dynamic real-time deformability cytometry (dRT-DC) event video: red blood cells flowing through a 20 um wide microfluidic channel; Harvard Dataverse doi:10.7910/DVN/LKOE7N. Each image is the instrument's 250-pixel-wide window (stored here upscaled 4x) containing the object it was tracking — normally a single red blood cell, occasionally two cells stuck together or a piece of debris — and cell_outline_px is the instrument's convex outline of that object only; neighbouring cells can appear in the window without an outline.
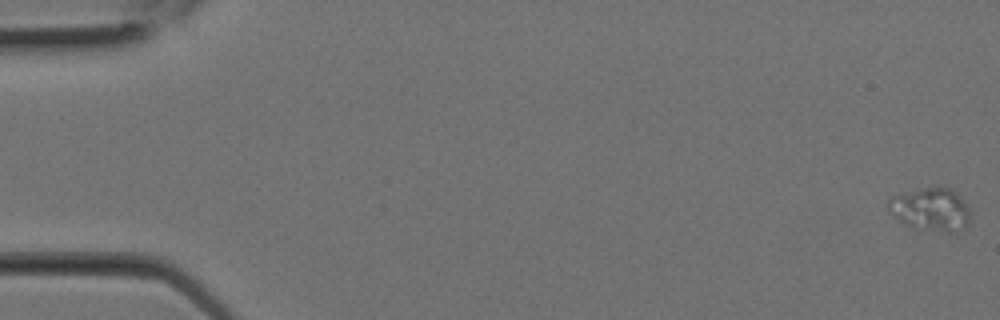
{"species": "Egyptian fruit bat (a non-hibernating species)", "species_latin": "Rousettus aegyptiacus", "temperature_condition": "room temperature", "stored_images_in_passage": 3, "camera_frame_rate_fps": 3000, "um_per_image_px": 0.085, "animal": {"sex": "female"}, "frame": {"image": 1, "passage_image": 1, "time_ms": 0.0, "image_size_px": [1000, 320], "cell_outline_px": [[968, 224], [964, 228], [956, 232], [948, 232], [904, 224], [892, 216], [888, 212], [888, 200], [892, 196], [924, 188], [948, 188], [968, 208]], "centroid_in_image_um": [79.05, 17.81], "position_along_channel_um": 5.9, "area_um2": 19.65}}
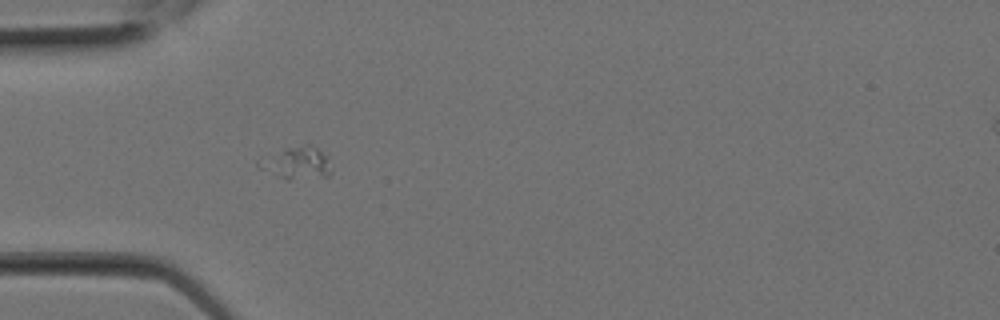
{"frame": {"image": 2, "passage_image": 3, "time_ms": 0.667, "image_size_px": [1000, 320], "cell_outline_px": [[332, 172], [328, 176], [288, 180], [284, 180], [260, 168], [256, 164], [256, 160], [288, 148], [308, 144], [312, 144], [324, 156], [332, 168]], "centroid_in_image_um": [25.19, 13.89], "position_along_channel_um": 59.8, "area_um2": 13.41}}